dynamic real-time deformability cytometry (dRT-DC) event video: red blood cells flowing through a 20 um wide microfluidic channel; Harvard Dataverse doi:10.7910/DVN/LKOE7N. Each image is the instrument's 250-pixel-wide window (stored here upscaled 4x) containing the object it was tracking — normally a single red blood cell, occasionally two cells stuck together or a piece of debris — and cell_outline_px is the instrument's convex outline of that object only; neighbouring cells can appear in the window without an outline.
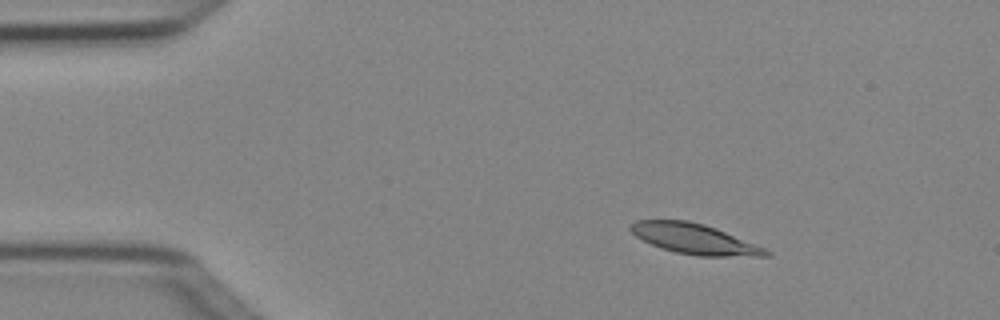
{"species": "Egyptian fruit bat (a non-hibernating species)", "species_latin": "Rousettus aegyptiacus", "temperature_condition": "cold", "stored_images_in_passage": 4, "camera_frame_rate_fps": 3000, "um_per_image_px": 0.085, "animal": {"sex": "female"}, "frame": {"image": 1, "passage_image": 2, "time_ms": 0.333, "image_size_px": [1000, 320], "cell_outline_px": [[772, 256], [696, 256], [676, 252], [652, 244], [636, 236], [628, 228], [636, 220], [688, 220], [704, 224], [716, 228], [764, 248], [772, 252]], "centroid_in_image_um": [59.04, 20.3], "position_along_channel_um": 26.0, "area_um2": 23.58}}
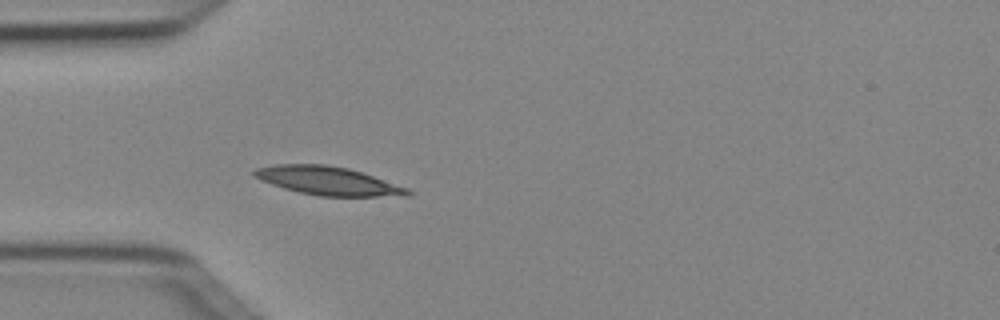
{"frame": {"image": 2, "passage_image": 4, "time_ms": 1.0, "image_size_px": [1000, 320], "cell_outline_px": [[412, 192], [408, 196], [320, 196], [300, 192], [284, 188], [260, 180], [252, 176], [252, 172], [256, 168], [272, 164], [328, 164], [348, 168], [408, 188]], "centroid_in_image_um": [27.83, 15.36], "position_along_channel_um": 57.2, "area_um2": 25.32}}